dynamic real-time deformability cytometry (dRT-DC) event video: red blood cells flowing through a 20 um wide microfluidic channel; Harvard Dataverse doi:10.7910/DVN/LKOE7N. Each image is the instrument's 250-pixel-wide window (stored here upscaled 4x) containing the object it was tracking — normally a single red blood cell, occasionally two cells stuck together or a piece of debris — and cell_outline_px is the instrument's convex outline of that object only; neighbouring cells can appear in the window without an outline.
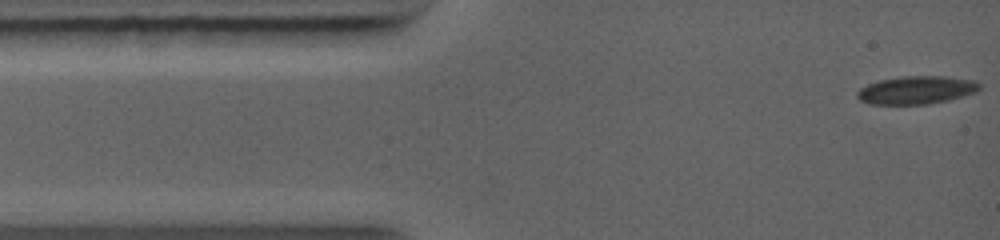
{"species": "common noctule bat (a hibernating species)", "species_latin": "Nyctalus noctula", "temperature_condition": "warm", "stored_images_in_passage": 24, "camera_frame_rate_fps": 5000, "um_per_image_px": 0.085, "animal": {"sex": "female", "body_mass_g": 19.0, "forearm_length_mm": 56.7}, "frame": {"image": 1, "passage_image": 1, "time_ms": 0.0, "image_size_px": [1000, 240], "cell_outline_px": [[980, 88], [972, 92], [948, 100], [928, 104], [868, 104], [860, 100], [856, 96], [856, 92], [860, 88], [868, 84], [880, 80], [904, 76], [944, 76], [976, 80], [980, 84]], "centroid_in_image_um": [77.85, 7.65], "position_along_channel_um": 7.1, "area_um2": 19.83}}
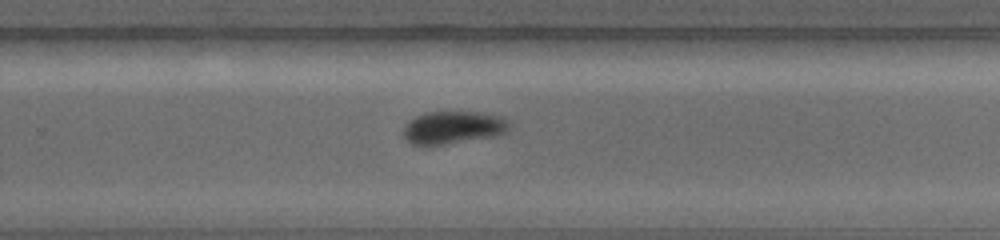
{"frame": {"image": 2, "passage_image": 11, "time_ms": 7.4, "image_size_px": [1000, 240], "cell_outline_px": [[508, 132], [496, 136], [444, 144], [412, 144], [404, 136], [404, 124], [416, 116], [428, 112], [476, 112], [500, 116], [508, 120]], "centroid_in_image_um": [38.53, 10.83], "position_along_channel_um": 291.3, "area_um2": 19.88}}
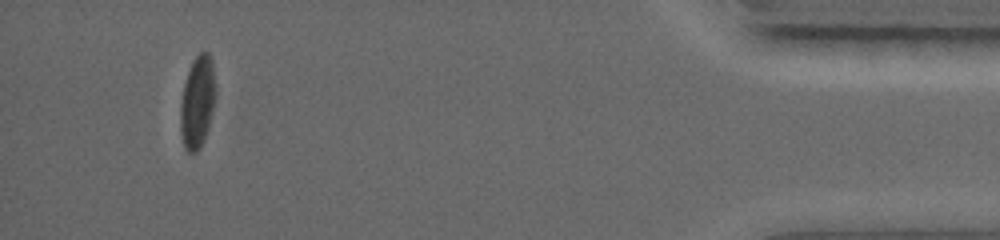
{"frame": {"image": 3, "passage_image": 21, "time_ms": 11.8, "image_size_px": [1000, 240], "cell_outline_px": [[216, 92], [208, 128], [200, 148], [196, 152], [188, 152], [184, 148], [180, 132], [180, 104], [184, 84], [192, 60], [200, 52], [208, 52], [212, 60]], "centroid_in_image_um": [16.76, 8.67], "position_along_channel_um": 418.4, "area_um2": 18.9}}